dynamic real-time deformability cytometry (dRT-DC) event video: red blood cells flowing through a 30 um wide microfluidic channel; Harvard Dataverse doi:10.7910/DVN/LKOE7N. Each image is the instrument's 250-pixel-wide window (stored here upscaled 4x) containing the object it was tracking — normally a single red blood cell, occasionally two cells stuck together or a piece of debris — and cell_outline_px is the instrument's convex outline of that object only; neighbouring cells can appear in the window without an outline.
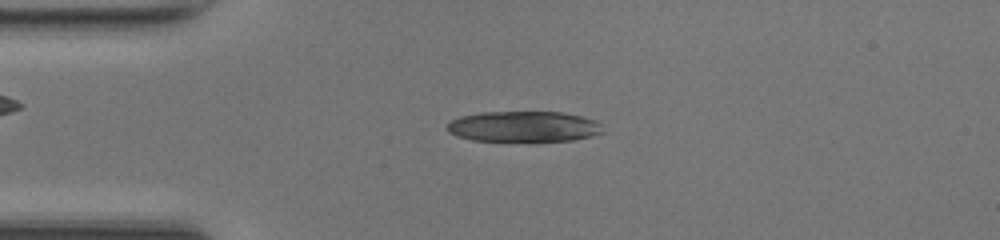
{"species": "common noctule bat (a hibernating species)", "species_latin": "Nyctalus noctula", "temperature_condition": "room temperature", "stored_images_in_passage": 49, "camera_frame_rate_fps": 3000, "um_per_image_px": 0.085, "animal": {"sex": "female", "body_mass_g": 17.0, "forearm_length_mm": 48.0}, "frame": {"image": 1, "passage_image": 12, "time_ms": 3.667, "image_size_px": [1000, 240], "cell_outline_px": [[604, 132], [572, 140], [528, 144], [472, 140], [456, 136], [448, 132], [448, 124], [452, 120], [460, 116], [480, 112], [560, 112], [580, 116], [596, 120], [600, 124]], "centroid_in_image_um": [44.49, 10.8], "position_along_channel_um": 40.5, "area_um2": 28.84}}
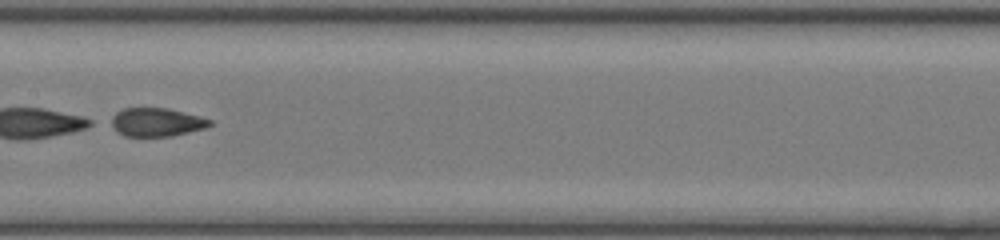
{"frame": {"image": 2, "passage_image": 25, "time_ms": 8.0, "image_size_px": [1000, 240], "cell_outline_px": [[212, 124], [204, 128], [172, 136], [124, 136], [116, 132], [104, 120], [116, 112], [124, 108], [168, 108], [200, 116], [212, 120]], "centroid_in_image_um": [13.19, 10.38], "position_along_channel_um": 194.2, "area_um2": 16.76}}